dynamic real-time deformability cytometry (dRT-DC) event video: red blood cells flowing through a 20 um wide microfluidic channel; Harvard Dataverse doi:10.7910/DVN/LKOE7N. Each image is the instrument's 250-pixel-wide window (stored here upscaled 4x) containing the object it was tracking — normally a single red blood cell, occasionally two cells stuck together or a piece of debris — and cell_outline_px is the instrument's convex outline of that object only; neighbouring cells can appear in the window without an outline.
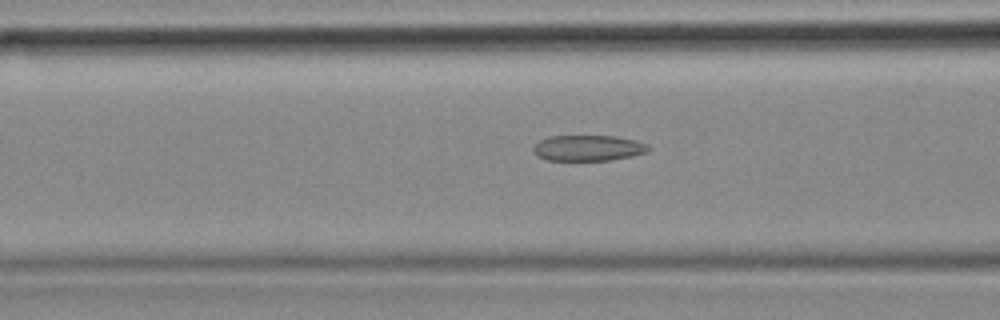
{"species": "common noctule bat (a hibernating species)", "species_latin": "Nyctalus noctula", "temperature_condition": "cold", "stored_images_in_passage": 55, "camera_frame_rate_fps": 3000, "um_per_image_px": 0.085, "animal": {"sex": "female", "body_mass_g": 18.4}, "frame": {"image": 1, "passage_image": 21, "time_ms": 6.667, "image_size_px": [1000, 320], "cell_outline_px": [[652, 148], [648, 152], [632, 156], [608, 160], [548, 160], [536, 156], [532, 148], [540, 140], [548, 136], [616, 136], [636, 140], [648, 144]], "centroid_in_image_um": [50.02, 12.58], "position_along_channel_um": 116.6, "area_um2": 17.4}}
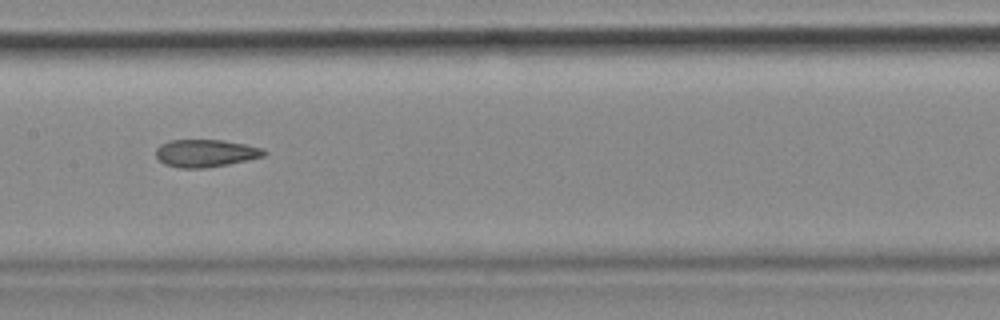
{"frame": {"image": 2, "passage_image": 27, "time_ms": 8.667, "image_size_px": [1000, 320], "cell_outline_px": [[268, 152], [264, 156], [248, 160], [228, 164], [204, 168], [180, 168], [164, 164], [156, 156], [156, 148], [160, 144], [168, 140], [224, 140], [264, 148]], "centroid_in_image_um": [17.48, 13.02], "position_along_channel_um": 189.9, "area_um2": 17.46}}
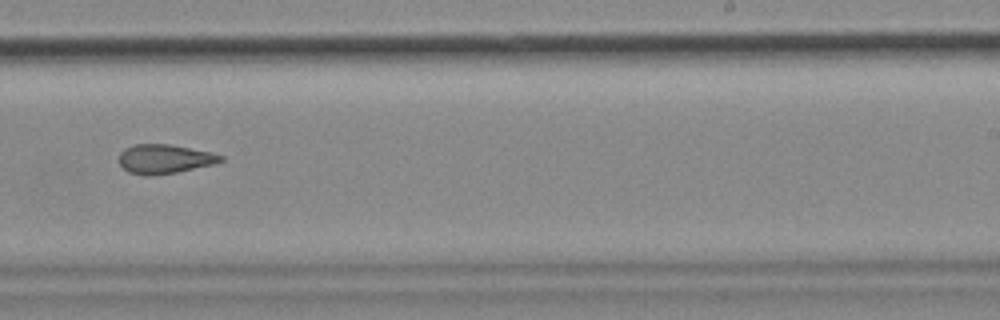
{"frame": {"image": 3, "passage_image": 34, "time_ms": 11.0, "image_size_px": [1000, 320], "cell_outline_px": [[224, 160], [216, 164], [176, 172], [152, 176], [144, 176], [128, 172], [120, 164], [120, 152], [124, 148], [136, 144], [168, 144], [212, 152], [224, 156]], "centroid_in_image_um": [14.01, 13.52], "position_along_channel_um": 275.0, "area_um2": 17.4}, "authors_computed_cell_mechanics": {"area_um2": 18.207, "velocity_mm_per_s": 3.6641, "shape_relaxation_time_tau1_ms": null, "shape_relaxation_time_tau2_ms": 3.586, "deformation_change_tau1": null, "deformation_change_tau2": 0.1043}}